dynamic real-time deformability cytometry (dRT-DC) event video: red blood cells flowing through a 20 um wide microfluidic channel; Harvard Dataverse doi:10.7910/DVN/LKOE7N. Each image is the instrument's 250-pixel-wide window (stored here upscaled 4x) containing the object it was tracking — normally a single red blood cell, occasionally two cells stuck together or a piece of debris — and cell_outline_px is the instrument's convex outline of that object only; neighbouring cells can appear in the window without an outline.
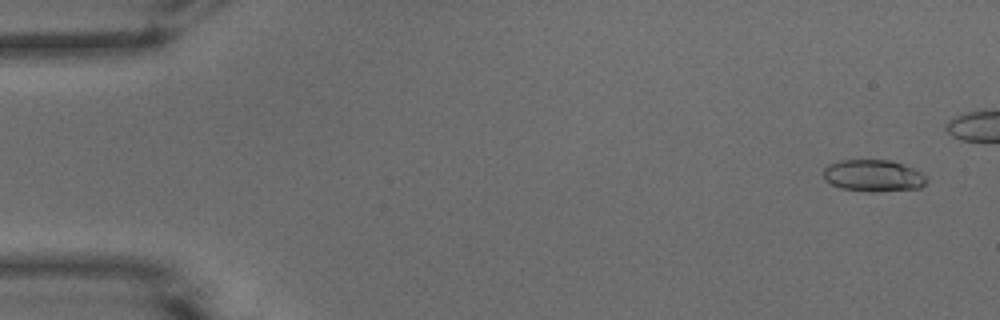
{"species": "common noctule bat (a hibernating species)", "species_latin": "Nyctalus noctula", "temperature_condition": "warm", "stored_images_in_passage": 46, "camera_frame_rate_fps": 3000, "um_per_image_px": 0.085, "animal": {"sex": "male", "body_mass_g": 15.6}, "frame": {"image": 1, "passage_image": 3, "time_ms": 0.667, "image_size_px": [1000, 320], "cell_outline_px": [[928, 180], [920, 188], [872, 192], [840, 188], [824, 180], [824, 168], [828, 164], [840, 160], [888, 160], [924, 172]], "centroid_in_image_um": [74.23, 14.93], "position_along_channel_um": 10.8, "area_um2": 19.13}}
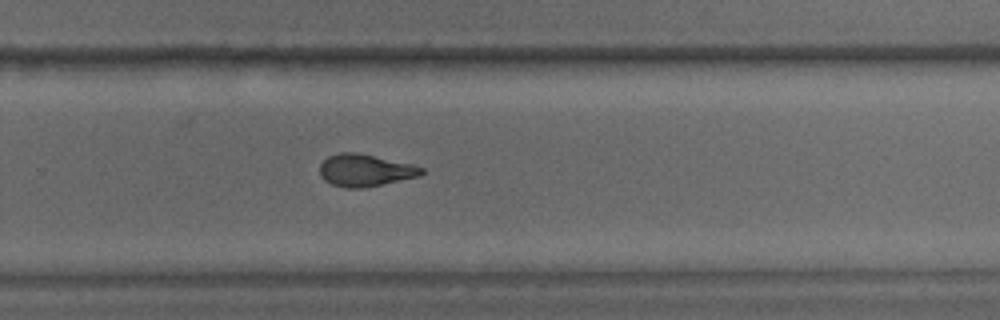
{"frame": {"image": 2, "passage_image": 35, "time_ms": 11.333, "image_size_px": [1000, 320], "cell_outline_px": [[424, 172], [420, 176], [364, 188], [344, 188], [332, 184], [324, 180], [320, 176], [320, 164], [328, 156], [340, 152], [356, 152], [412, 164], [424, 168]], "centroid_in_image_um": [31.03, 14.48], "position_along_channel_um": 298.8, "area_um2": 19.13}}
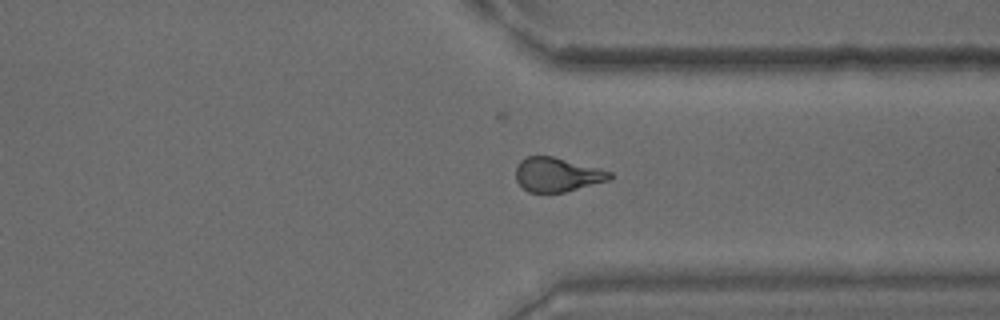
{"frame": {"image": 3, "passage_image": 40, "time_ms": 13.0, "image_size_px": [1000, 320], "cell_outline_px": [[612, 176], [608, 180], [564, 192], [528, 192], [516, 180], [516, 164], [520, 160], [528, 156], [552, 156], [600, 168], [612, 172]], "centroid_in_image_um": [47.34, 14.83], "position_along_channel_um": 364.1, "area_um2": 18.55}, "authors_computed_cell_mechanics": {"area_um2": 19.1029, "velocity_mm_per_s": 3.9083, "shape_relaxation_time_tau1_ms": 4.5927, "shape_relaxation_time_tau2_ms": 1.3509, "deformation_change_tau1": 0.1766, "deformation_change_tau2": 0.0955}}